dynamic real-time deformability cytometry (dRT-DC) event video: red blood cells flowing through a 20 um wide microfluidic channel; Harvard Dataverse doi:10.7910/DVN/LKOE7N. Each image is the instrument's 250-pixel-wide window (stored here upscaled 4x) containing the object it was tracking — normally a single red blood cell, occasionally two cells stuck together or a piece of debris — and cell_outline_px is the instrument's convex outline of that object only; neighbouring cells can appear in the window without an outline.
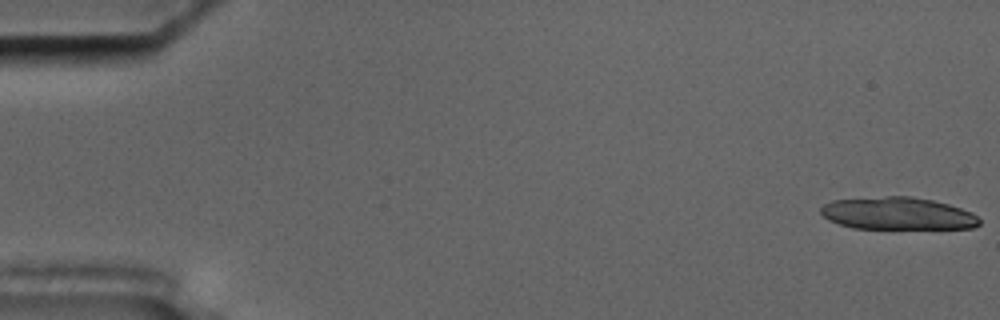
{"species": "common noctule bat (a hibernating species)", "species_latin": "Nyctalus noctula", "temperature_condition": "cold", "stored_images_in_passage": 17, "camera_frame_rate_fps": 3000, "um_per_image_px": 0.085, "animal": {"sex": "male", "body_mass_g": 17.5, "forearm_length_mm": 52.3}, "frame": {"image": 1, "passage_image": 1, "time_ms": 0.0, "image_size_px": [1000, 320], "cell_outline_px": [[980, 224], [972, 228], [852, 228], [828, 220], [820, 212], [820, 208], [824, 204], [832, 200], [884, 196], [912, 196], [932, 200], [948, 204], [972, 212], [980, 220]], "centroid_in_image_um": [76.28, 18.14], "position_along_channel_um": 8.7, "area_um2": 29.88}}